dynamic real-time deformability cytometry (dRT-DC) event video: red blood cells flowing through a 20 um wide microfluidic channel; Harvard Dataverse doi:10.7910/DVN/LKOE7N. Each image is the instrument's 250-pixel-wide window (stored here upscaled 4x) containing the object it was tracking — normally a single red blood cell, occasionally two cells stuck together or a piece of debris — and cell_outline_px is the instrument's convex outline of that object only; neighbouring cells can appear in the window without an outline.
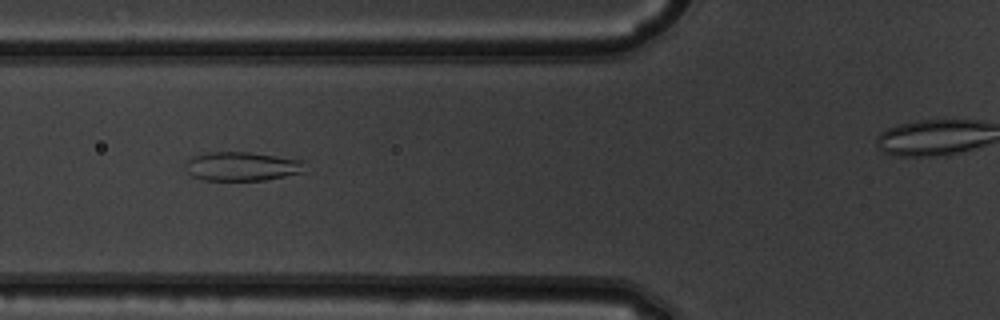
{"species": "common noctule bat (a hibernating species)", "species_latin": "Nyctalus noctula", "temperature_condition": "warm", "stored_images_in_passage": 24, "camera_frame_rate_fps": 3000, "um_per_image_px": 0.085, "animal": {"sex": "male", "body_mass_g": 19.5, "forearm_length_mm": 54.6}, "frame": {"image": 1, "passage_image": 21, "time_ms": 6.667, "image_size_px": [1000, 320], "cell_outline_px": [[308, 160], [300, 172], [284, 176], [264, 180], [204, 180], [192, 176], [188, 172], [184, 164], [192, 156], [208, 152], [248, 152]], "centroid_in_image_um": [20.56, 14.13], "position_along_channel_um": 105.2, "area_um2": 20.17}}